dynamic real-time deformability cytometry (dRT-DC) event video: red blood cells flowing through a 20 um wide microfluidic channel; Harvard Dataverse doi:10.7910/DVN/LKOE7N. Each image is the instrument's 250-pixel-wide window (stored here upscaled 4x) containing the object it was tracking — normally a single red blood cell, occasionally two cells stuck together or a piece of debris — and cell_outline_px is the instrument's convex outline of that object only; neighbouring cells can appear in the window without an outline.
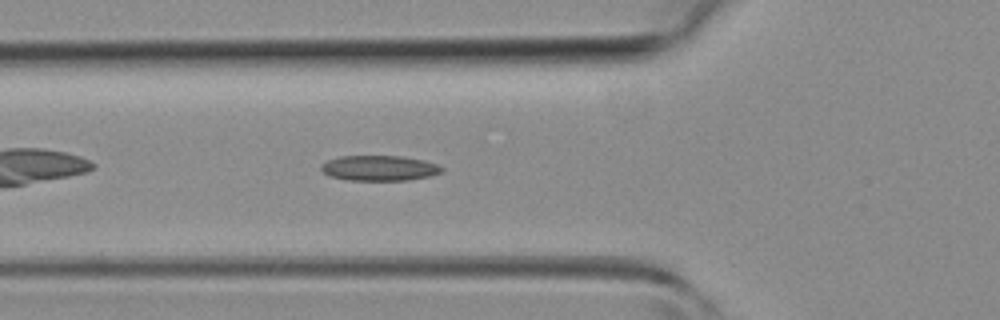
{"species": "common noctule bat (a hibernating species)", "species_latin": "Nyctalus noctula", "temperature_condition": "room temperature", "stored_images_in_passage": 35, "camera_frame_rate_fps": 3000, "um_per_image_px": 0.085, "animal": {"sex": "female", "body_mass_g": 19.3, "forearm_length_mm": 54.1}, "frame": {"image": 1, "passage_image": 5, "time_ms": 1.333, "image_size_px": [1000, 320], "cell_outline_px": [[444, 172], [428, 176], [408, 180], [344, 180], [328, 176], [320, 168], [320, 164], [328, 160], [340, 156], [400, 156], [424, 160], [436, 164], [444, 168]], "centroid_in_image_um": [32.22, 14.29], "position_along_channel_um": 93.6, "area_um2": 17.86}}
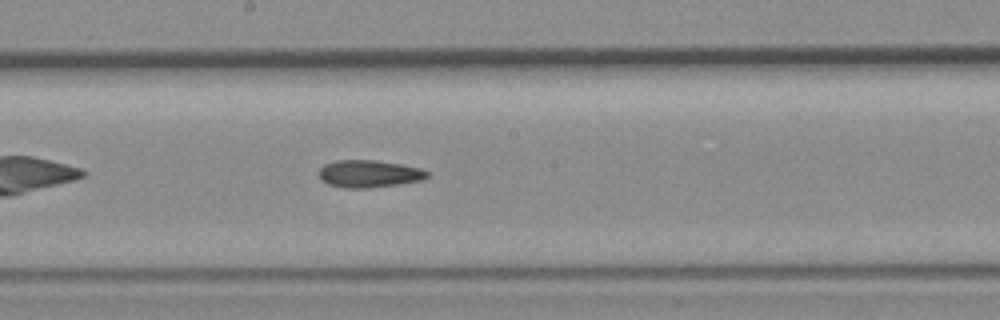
{"frame": {"image": 2, "passage_image": 13, "time_ms": 4.0, "image_size_px": [1000, 320], "cell_outline_px": [[428, 176], [424, 180], [368, 188], [344, 188], [328, 184], [320, 180], [320, 168], [324, 164], [336, 160], [372, 160], [400, 164], [420, 168], [428, 172]], "centroid_in_image_um": [31.35, 14.77], "position_along_channel_um": 216.9, "area_um2": 17.17}}
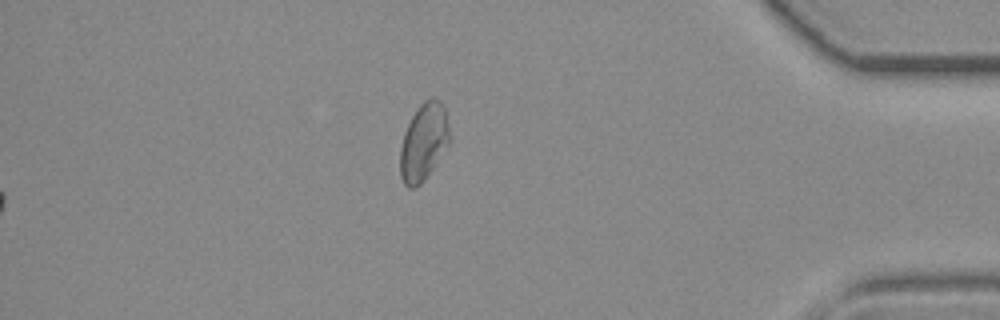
{"frame": {"image": 3, "passage_image": 35, "time_ms": 11.333, "image_size_px": [1000, 320], "cell_outline_px": [[452, 140], [424, 180], [416, 188], [408, 188], [404, 184], [400, 176], [400, 148], [404, 132], [416, 108], [428, 96], [432, 96], [440, 100], [444, 104]], "centroid_in_image_um": [36.03, 12.03], "position_along_channel_um": 399.2, "area_um2": 22.72}}